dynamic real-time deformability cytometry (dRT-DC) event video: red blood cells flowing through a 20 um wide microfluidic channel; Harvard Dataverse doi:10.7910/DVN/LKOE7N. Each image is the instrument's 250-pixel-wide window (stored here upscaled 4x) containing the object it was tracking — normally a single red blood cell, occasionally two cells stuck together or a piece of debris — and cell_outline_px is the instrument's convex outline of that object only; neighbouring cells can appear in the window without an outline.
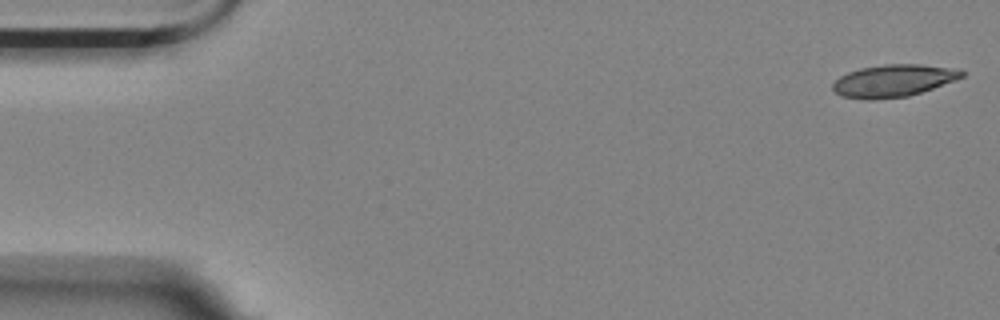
{"species": "Egyptian fruit bat (a non-hibernating species)", "species_latin": "Rousettus aegyptiacus", "temperature_condition": "room temperature", "stored_images_in_passage": 55, "camera_frame_rate_fps": 3000, "um_per_image_px": 0.085, "animal": {"sex": "female"}, "frame": {"image": 1, "passage_image": 1, "time_ms": 0.0, "image_size_px": [1000, 320], "cell_outline_px": [[964, 76], [956, 80], [908, 96], [872, 100], [864, 100], [844, 96], [836, 92], [832, 88], [832, 84], [840, 76], [848, 72], [860, 68], [884, 64], [920, 64], [960, 68], [964, 72]], "centroid_in_image_um": [75.96, 6.85], "position_along_channel_um": 9.0, "area_um2": 24.33}}
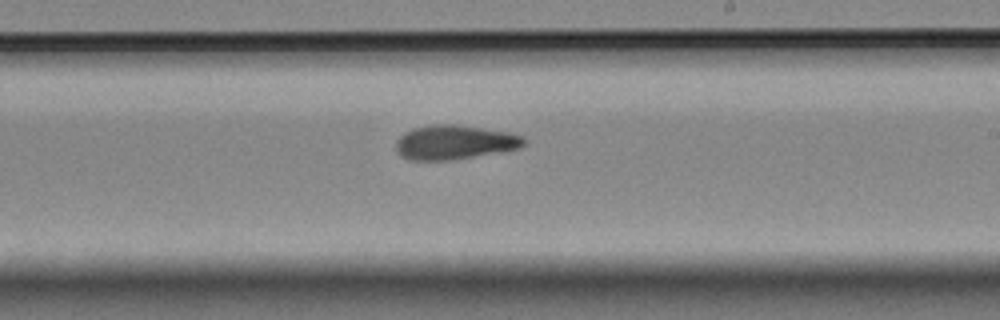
{"frame": {"image": 2, "passage_image": 32, "time_ms": 10.333, "image_size_px": [1000, 320], "cell_outline_px": [[528, 144], [520, 148], [508, 152], [452, 160], [408, 160], [400, 156], [396, 152], [396, 140], [404, 132], [412, 128], [432, 124], [456, 124], [512, 132], [524, 136], [528, 140]], "centroid_in_image_um": [38.72, 12.1], "position_along_channel_um": 250.3, "area_um2": 26.53}}
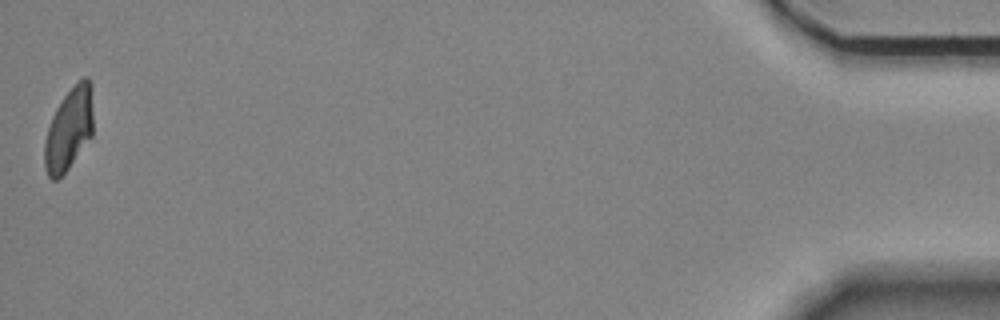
{"frame": {"image": 3, "passage_image": 55, "time_ms": 18.0, "image_size_px": [1000, 320], "cell_outline_px": [[92, 136], [68, 168], [56, 180], [52, 180], [48, 176], [44, 168], [44, 140], [52, 116], [56, 108], [64, 96], [84, 76], [88, 76], [92, 84]], "centroid_in_image_um": [5.86, 10.97], "position_along_channel_um": 429.3, "area_um2": 23.29}, "authors_computed_cell_mechanics": {"area_um2": 24.9696, "velocity_mm_per_s": 3.5526, "shape_relaxation_time_tau1_ms": 6.2626, "shape_relaxation_time_tau2_ms": 3.6128, "deformation_change_tau1": 0.1783, "deformation_change_tau2": 0.0919}}